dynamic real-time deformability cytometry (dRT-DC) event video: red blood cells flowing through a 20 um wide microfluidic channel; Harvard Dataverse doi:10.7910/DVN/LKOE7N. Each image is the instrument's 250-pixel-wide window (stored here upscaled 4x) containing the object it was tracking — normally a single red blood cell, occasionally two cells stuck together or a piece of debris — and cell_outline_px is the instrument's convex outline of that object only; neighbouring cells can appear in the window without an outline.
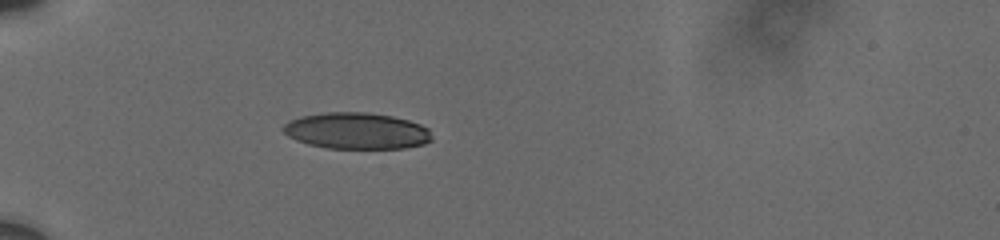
{"species": "human", "species_latin": "Homo sapiens", "temperature_condition": "cold", "stored_images_in_passage": 6, "camera_frame_rate_fps": 3000, "um_per_image_px": 0.085, "donor": {"sex": "male"}, "frame": {"image": 1, "passage_image": 3, "time_ms": 1.667, "image_size_px": [1000, 240], "cell_outline_px": [[432, 140], [424, 144], [404, 148], [328, 148], [308, 144], [296, 140], [288, 136], [280, 128], [288, 120], [300, 116], [324, 112], [368, 112], [392, 116], [408, 120], [420, 124], [428, 128], [432, 136]], "centroid_in_image_um": [30.29, 11.11], "position_along_channel_um": 54.7, "area_um2": 31.73}}
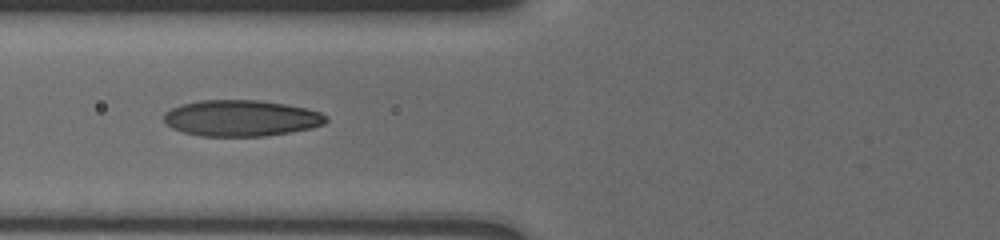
{"frame": {"image": 2, "passage_image": 5, "time_ms": 3.667, "image_size_px": [1000, 240], "cell_outline_px": [[328, 120], [324, 124], [312, 128], [264, 136], [200, 136], [184, 132], [172, 128], [164, 120], [164, 112], [172, 108], [184, 104], [200, 100], [260, 100], [284, 104], [304, 108], [320, 112], [328, 116]], "centroid_in_image_um": [20.51, 10.04], "position_along_channel_um": 105.3, "area_um2": 34.04}}